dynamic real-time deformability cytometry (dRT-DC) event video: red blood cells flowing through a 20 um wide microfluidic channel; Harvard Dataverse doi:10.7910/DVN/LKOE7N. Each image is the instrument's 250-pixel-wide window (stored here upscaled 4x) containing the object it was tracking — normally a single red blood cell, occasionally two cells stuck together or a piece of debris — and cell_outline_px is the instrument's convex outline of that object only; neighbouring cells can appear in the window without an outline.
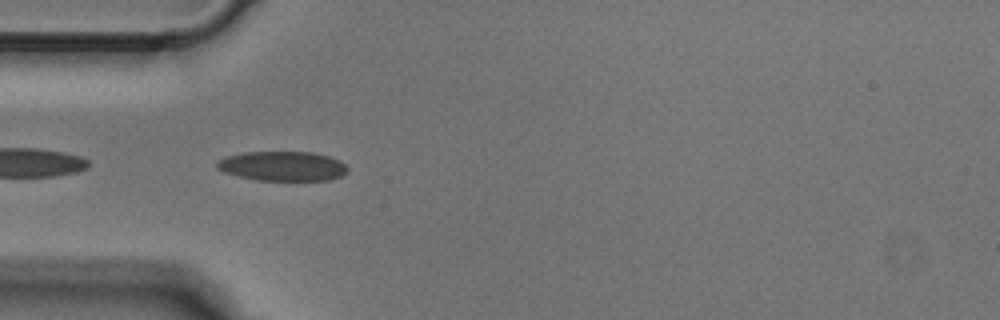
{"species": "Egyptian fruit bat (a non-hibernating species)", "species_latin": "Rousettus aegyptiacus", "temperature_condition": "cold", "stored_images_in_passage": 5, "camera_frame_rate_fps": 3000, "um_per_image_px": 0.085, "animal": {"sex": "male"}, "frame": {"image": 1, "passage_image": 4, "time_ms": 1.0, "image_size_px": [1000, 320], "cell_outline_px": [[348, 172], [340, 176], [328, 180], [256, 180], [224, 172], [216, 168], [216, 160], [224, 156], [244, 152], [312, 152], [328, 156], [340, 160], [348, 168]], "centroid_in_image_um": [23.99, 14.11], "position_along_channel_um": 61.0, "area_um2": 22.6}}
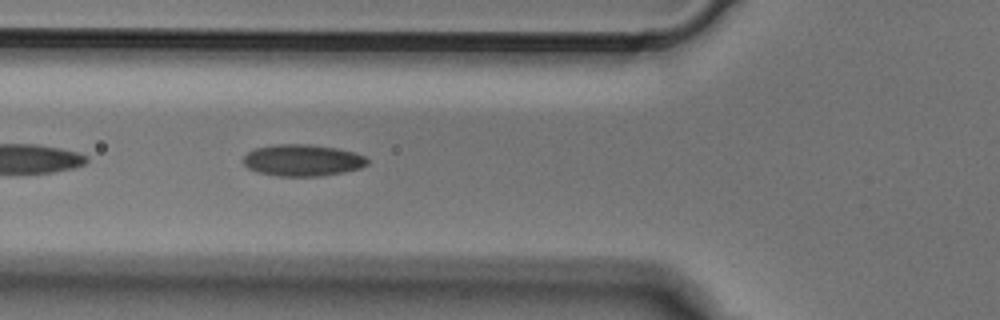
{"frame": {"image": 2, "passage_image": 5, "time_ms": 1.333, "image_size_px": [1000, 320], "cell_outline_px": [[368, 164], [360, 168], [344, 172], [320, 176], [280, 176], [256, 172], [248, 168], [244, 164], [244, 156], [248, 152], [256, 148], [276, 144], [308, 144], [340, 148], [356, 152], [364, 156], [368, 160]], "centroid_in_image_um": [25.74, 13.62], "position_along_channel_um": 100.1, "area_um2": 23.0}}